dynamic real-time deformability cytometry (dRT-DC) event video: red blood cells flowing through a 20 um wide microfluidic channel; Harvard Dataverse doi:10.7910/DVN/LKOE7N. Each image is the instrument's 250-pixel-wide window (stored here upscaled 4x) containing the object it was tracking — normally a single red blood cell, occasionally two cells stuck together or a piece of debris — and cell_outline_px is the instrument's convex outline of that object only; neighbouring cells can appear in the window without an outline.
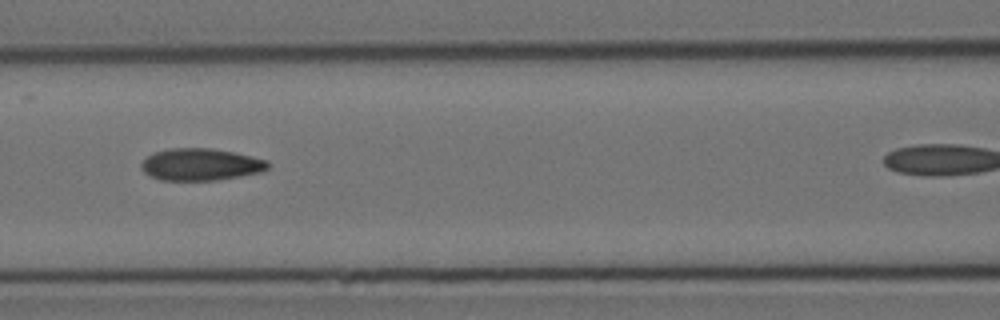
{"species": "Egyptian fruit bat (a non-hibernating species)", "species_latin": "Rousettus aegyptiacus", "temperature_condition": "cold", "stored_images_in_passage": 10, "camera_frame_rate_fps": 3000, "um_per_image_px": 0.085, "animal": {"sex": "female"}, "frame": {"image": 1, "passage_image": 4, "time_ms": 4.333, "image_size_px": [1000, 320], "cell_outline_px": [[268, 168], [260, 172], [240, 176], [216, 180], [160, 180], [144, 172], [140, 168], [140, 164], [152, 152], [172, 148], [208, 148], [232, 152], [268, 160]], "centroid_in_image_um": [17.03, 13.98], "position_along_channel_um": 149.6, "area_um2": 23.47}}
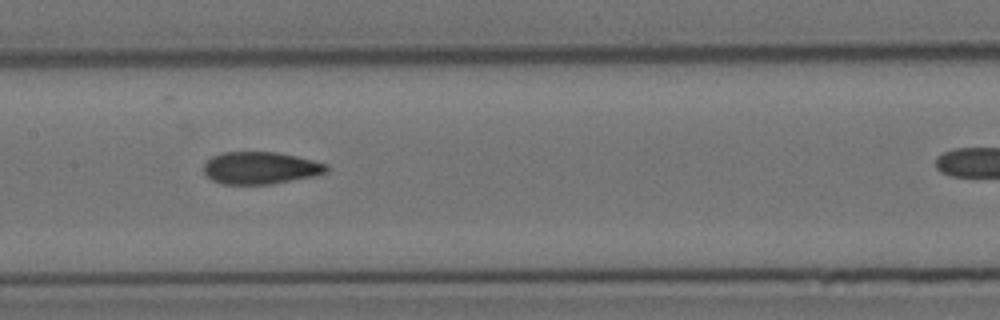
{"frame": {"image": 2, "passage_image": 5, "time_ms": 5.333, "image_size_px": [1000, 320], "cell_outline_px": [[328, 172], [312, 176], [272, 184], [220, 184], [212, 180], [204, 172], [204, 164], [212, 156], [224, 152], [276, 152], [296, 156], [328, 164]], "centroid_in_image_um": [22.13, 14.27], "position_along_channel_um": 185.3, "area_um2": 23.0}}